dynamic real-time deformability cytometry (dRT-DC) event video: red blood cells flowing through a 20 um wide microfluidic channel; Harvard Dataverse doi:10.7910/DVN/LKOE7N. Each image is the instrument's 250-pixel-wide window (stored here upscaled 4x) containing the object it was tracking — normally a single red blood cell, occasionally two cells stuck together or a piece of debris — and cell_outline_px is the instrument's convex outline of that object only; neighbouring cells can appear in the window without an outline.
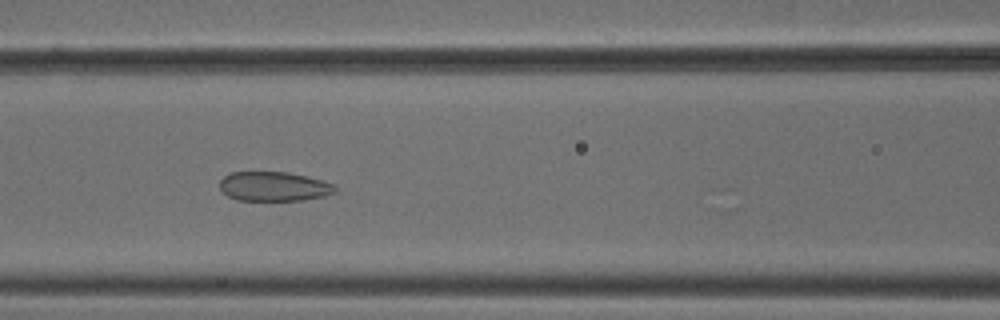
{"species": "common noctule bat (a hibernating species)", "species_latin": "Nyctalus noctula", "temperature_condition": "cold", "stored_images_in_passage": 45, "camera_frame_rate_fps": 3000, "um_per_image_px": 0.085, "animal": {"sex": "male", "body_mass_g": 18.8}, "frame": {"image": 1, "passage_image": 15, "time_ms": 4.667, "image_size_px": [1000, 320], "cell_outline_px": [[336, 192], [324, 196], [300, 200], [236, 200], [228, 196], [220, 188], [220, 180], [224, 176], [232, 172], [288, 172], [320, 180], [332, 184], [336, 188]], "centroid_in_image_um": [23.25, 15.85], "position_along_channel_um": 143.4, "area_um2": 19.54}}
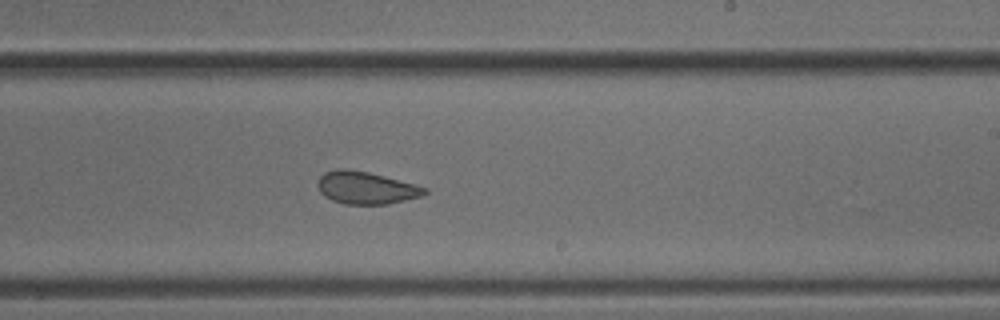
{"frame": {"image": 2, "passage_image": 24, "time_ms": 7.667, "image_size_px": [1000, 320], "cell_outline_px": [[428, 192], [424, 196], [388, 204], [344, 204], [332, 200], [324, 196], [320, 192], [316, 184], [320, 176], [324, 172], [340, 168], [348, 168], [368, 172], [416, 184], [428, 188]], "centroid_in_image_um": [31.12, 15.96], "position_along_channel_um": 257.9, "area_um2": 20.46}}
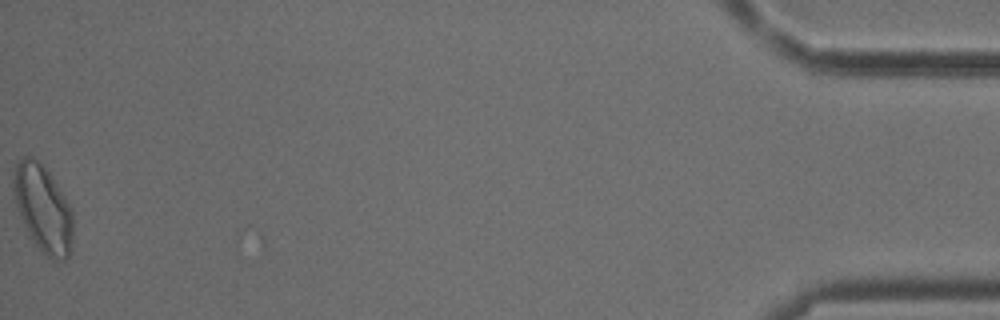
{"frame": {"image": 3, "passage_image": 45, "time_ms": 14.667, "image_size_px": [1000, 320], "cell_outline_px": [[72, 252], [64, 260], [52, 260], [44, 256], [28, 236], [24, 228], [16, 204], [12, 184], [12, 180], [16, 160], [24, 156], [32, 156], [48, 172], [64, 196], [72, 212]], "centroid_in_image_um": [3.63, 17.78], "position_along_channel_um": 431.6, "area_um2": 30.4}, "authors_computed_cell_mechanics": {"area_um2": 22.0218, "velocity_mm_per_s": 3.8204, "shape_relaxation_time_tau1_ms": null, "shape_relaxation_time_tau2_ms": 1.8914, "deformation_change_tau1": null, "deformation_change_tau2": 0.0742}}